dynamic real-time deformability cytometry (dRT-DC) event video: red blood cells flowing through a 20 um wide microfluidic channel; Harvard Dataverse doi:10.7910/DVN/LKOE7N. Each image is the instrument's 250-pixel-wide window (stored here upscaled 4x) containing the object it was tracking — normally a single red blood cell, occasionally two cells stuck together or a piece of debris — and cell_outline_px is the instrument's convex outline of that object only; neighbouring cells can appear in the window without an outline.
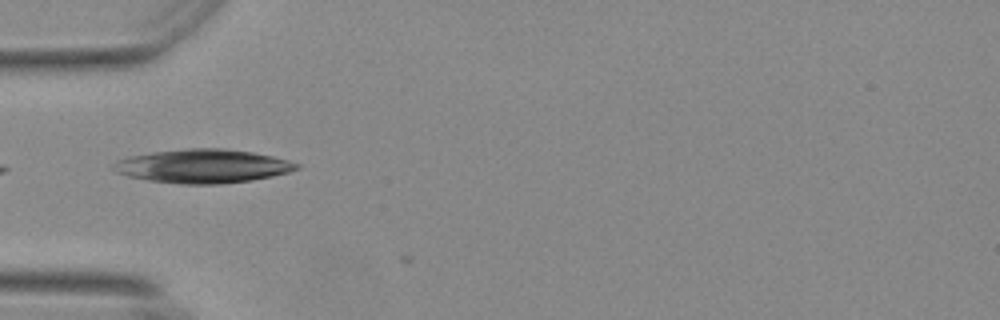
{"species": "Egyptian fruit bat (a non-hibernating species)", "species_latin": "Rousettus aegyptiacus", "temperature_condition": "warm", "stored_images_in_passage": 4, "camera_frame_rate_fps": 3000, "um_per_image_px": 0.085, "animal": {"sex": "female"}, "frame": {"image": 1, "passage_image": 3, "time_ms": 0.667, "image_size_px": [1000, 320], "cell_outline_px": [[300, 168], [288, 172], [272, 176], [252, 180], [220, 184], [184, 184], [148, 180], [128, 176], [116, 172], [112, 168], [116, 160], [128, 156], [152, 152], [188, 148], [224, 148], [252, 152], [272, 156], [288, 160], [300, 164]], "centroid_in_image_um": [17.24, 14.11], "position_along_channel_um": 67.8, "area_um2": 36.01}}